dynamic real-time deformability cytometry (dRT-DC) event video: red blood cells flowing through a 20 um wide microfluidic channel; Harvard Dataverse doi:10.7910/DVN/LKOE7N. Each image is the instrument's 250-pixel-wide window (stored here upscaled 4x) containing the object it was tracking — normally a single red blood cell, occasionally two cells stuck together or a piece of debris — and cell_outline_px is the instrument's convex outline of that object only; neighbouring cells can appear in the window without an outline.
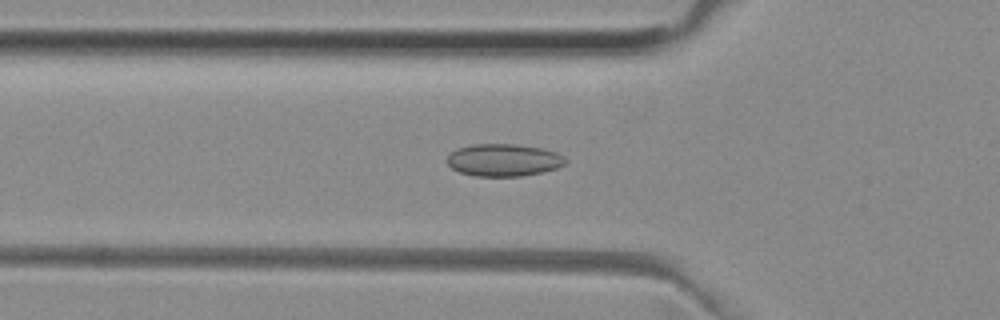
{"species": "common noctule bat (a hibernating species)", "species_latin": "Nyctalus noctula", "temperature_condition": "room temperature", "stored_images_in_passage": 49, "camera_frame_rate_fps": 3000, "um_per_image_px": 0.085, "animal": {"sex": "female", "body_mass_g": 29.2, "forearm_length_mm": 56.3}, "frame": {"image": 1, "passage_image": 15, "time_ms": 4.667, "image_size_px": [1000, 320], "cell_outline_px": [[568, 164], [544, 172], [524, 176], [476, 176], [460, 172], [452, 168], [444, 160], [456, 148], [472, 144], [516, 144], [544, 148], [556, 152], [564, 156], [568, 160]], "centroid_in_image_um": [42.84, 13.6], "position_along_channel_um": 83.0, "area_um2": 22.72}}
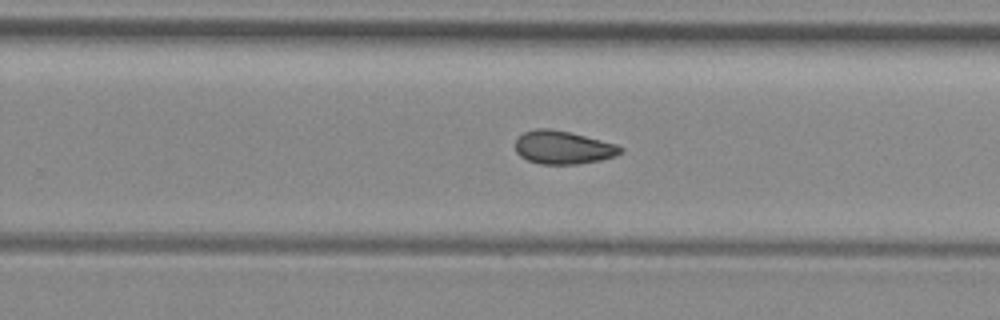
{"frame": {"image": 2, "passage_image": 30, "time_ms": 9.667, "image_size_px": [1000, 320], "cell_outline_px": [[624, 148], [616, 156], [600, 160], [576, 164], [540, 164], [528, 160], [520, 156], [516, 152], [516, 140], [524, 132], [536, 128], [548, 128], [568, 132], [616, 144]], "centroid_in_image_um": [47.84, 12.54], "position_along_channel_um": 282.0, "area_um2": 20.11}}
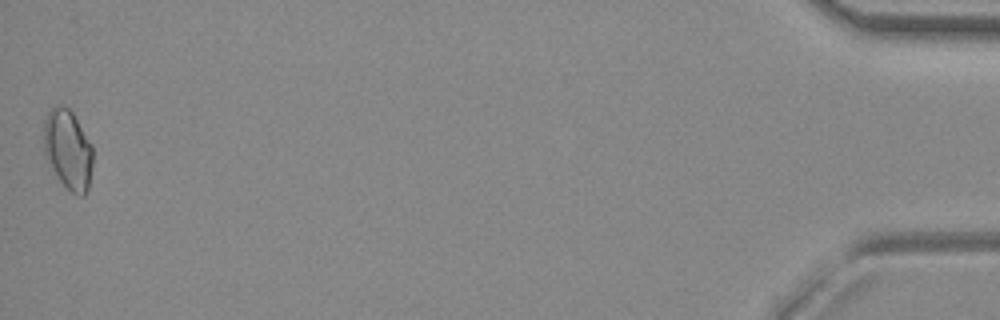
{"frame": {"image": 3, "passage_image": 49, "time_ms": 16.0, "image_size_px": [1000, 320], "cell_outline_px": [[92, 164], [88, 188], [84, 196], [80, 196], [72, 192], [56, 176], [44, 156], [44, 120], [48, 112], [56, 104], [64, 104], [72, 112], [92, 144]], "centroid_in_image_um": [5.76, 12.68], "position_along_channel_um": 429.4, "area_um2": 22.83}, "authors_computed_cell_mechanics": {"area_um2": 20.6924, "velocity_mm_per_s": 3.9674, "shape_relaxation_time_tau1_ms": null, "shape_relaxation_time_tau2_ms": 3.9516, "deformation_change_tau1": null, "deformation_change_tau2": 0.0691}}